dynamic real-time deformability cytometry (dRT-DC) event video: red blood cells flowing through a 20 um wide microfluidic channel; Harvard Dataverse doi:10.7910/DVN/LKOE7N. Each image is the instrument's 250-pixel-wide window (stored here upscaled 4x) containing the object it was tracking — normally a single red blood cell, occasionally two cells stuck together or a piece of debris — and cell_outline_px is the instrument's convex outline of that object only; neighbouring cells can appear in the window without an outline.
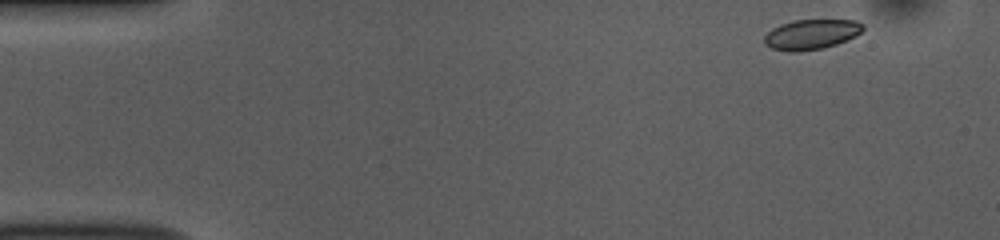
{"species": "common noctule bat (a hibernating species)", "species_latin": "Nyctalus noctula", "temperature_condition": "room temperature", "stored_images_in_passage": 50, "camera_frame_rate_fps": 3000, "um_per_image_px": 0.085, "animal": {"sex": "female", "body_mass_g": 10.0, "forearm_length_mm": 53.1}, "frame": {"image": 1, "passage_image": 1, "time_ms": 0.0, "image_size_px": [1000, 240], "cell_outline_px": [[864, 28], [856, 36], [836, 44], [824, 48], [796, 52], [788, 52], [772, 48], [764, 44], [764, 36], [772, 28], [780, 24], [792, 20], [856, 20], [864, 24]], "centroid_in_image_um": [68.95, 2.92], "position_along_channel_um": 16.1, "area_um2": 17.4}}
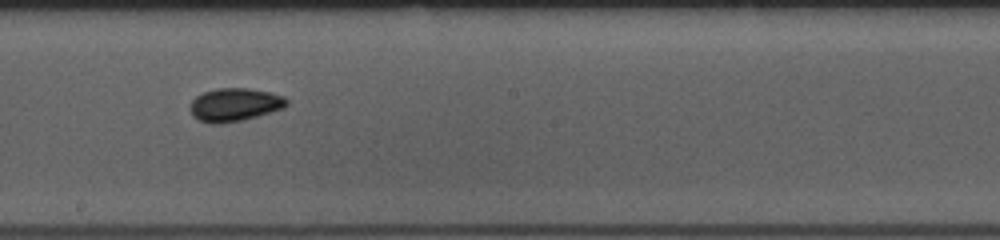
{"frame": {"image": 2, "passage_image": 26, "time_ms": 8.333, "image_size_px": [1000, 240], "cell_outline_px": [[288, 104], [284, 108], [256, 116], [240, 120], [220, 124], [212, 124], [200, 120], [192, 116], [192, 100], [196, 96], [204, 92], [216, 88], [248, 88], [268, 92], [284, 96], [288, 100]], "centroid_in_image_um": [19.96, 8.89], "position_along_channel_um": 228.2, "area_um2": 18.44}}
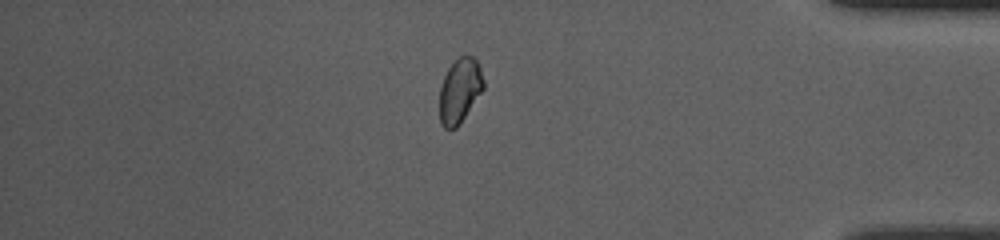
{"frame": {"image": 3, "passage_image": 42, "time_ms": 13.667, "image_size_px": [1000, 240], "cell_outline_px": [[484, 88], [460, 124], [456, 128], [444, 128], [440, 124], [440, 88], [444, 76], [448, 68], [460, 56], [472, 56], [476, 60], [480, 68], [484, 80]], "centroid_in_image_um": [39.08, 7.72], "position_along_channel_um": 396.1, "area_um2": 16.42}}